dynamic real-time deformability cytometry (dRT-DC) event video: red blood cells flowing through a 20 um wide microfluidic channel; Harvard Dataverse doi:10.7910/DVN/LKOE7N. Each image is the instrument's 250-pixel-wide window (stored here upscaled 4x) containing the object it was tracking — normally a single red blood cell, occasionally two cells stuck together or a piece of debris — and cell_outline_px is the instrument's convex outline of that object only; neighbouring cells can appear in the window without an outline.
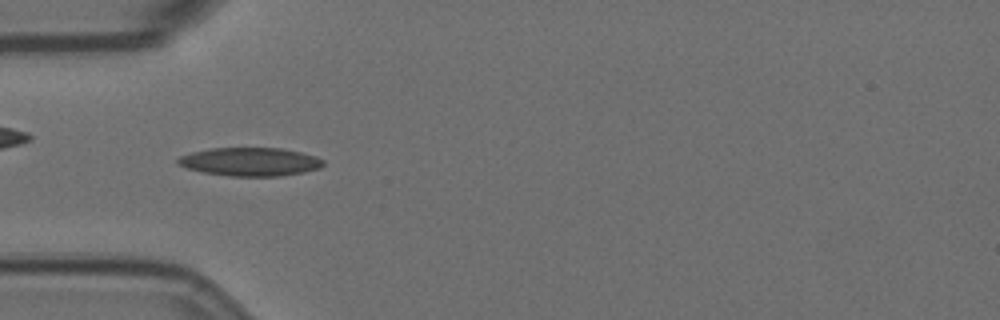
{"species": "Egyptian fruit bat (a non-hibernating species)", "species_latin": "Rousettus aegyptiacus", "temperature_condition": "room temperature", "stored_images_in_passage": 57, "camera_frame_rate_fps": 3000, "um_per_image_px": 0.085, "animal": {"sex": "female"}, "frame": {"image": 1, "passage_image": 17, "time_ms": 5.333, "image_size_px": [1000, 320], "cell_outline_px": [[324, 164], [320, 168], [304, 172], [280, 176], [228, 176], [204, 172], [184, 168], [176, 164], [176, 160], [180, 156], [192, 152], [212, 148], [280, 148], [300, 152], [316, 156], [324, 160]], "centroid_in_image_um": [21.24, 13.75], "position_along_channel_um": 63.8, "area_um2": 24.16}}
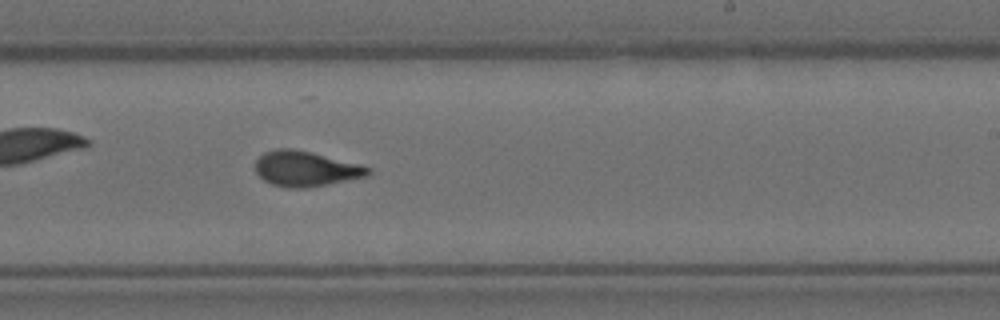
{"frame": {"image": 2, "passage_image": 34, "time_ms": 11.0, "image_size_px": [1000, 320], "cell_outline_px": [[372, 172], [368, 176], [328, 184], [304, 188], [288, 188], [272, 184], [264, 180], [256, 172], [256, 160], [264, 152], [276, 148], [292, 148], [372, 168]], "centroid_in_image_um": [25.96, 14.35], "position_along_channel_um": 263.0, "area_um2": 22.77}}
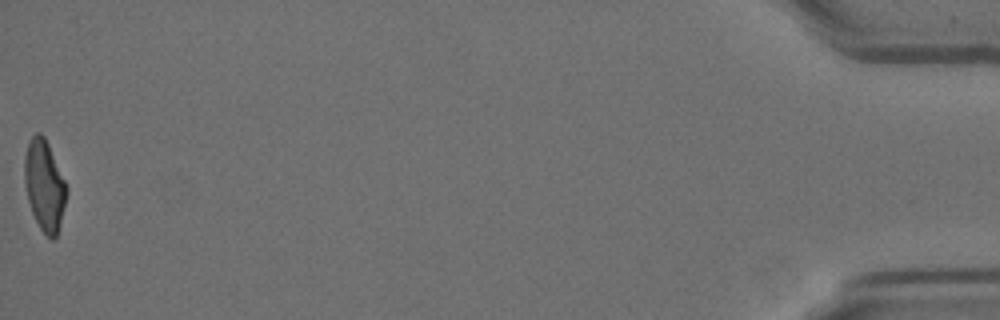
{"frame": {"image": 3, "passage_image": 57, "time_ms": 18.667, "image_size_px": [1000, 320], "cell_outline_px": [[68, 192], [60, 224], [56, 236], [52, 240], [40, 228], [32, 212], [28, 200], [24, 184], [24, 160], [28, 144], [32, 136], [36, 132], [40, 132], [44, 136], [48, 144], [68, 188]], "centroid_in_image_um": [3.78, 15.75], "position_along_channel_um": 431.4, "area_um2": 22.02}, "authors_computed_cell_mechanics": {"area_um2": 22.4842, "velocity_mm_per_s": 3.5136, "shape_relaxation_time_tau1_ms": 5.516, "shape_relaxation_time_tau2_ms": 1.7281, "deformation_change_tau1": 0.1817, "deformation_change_tau2": 0.09}}